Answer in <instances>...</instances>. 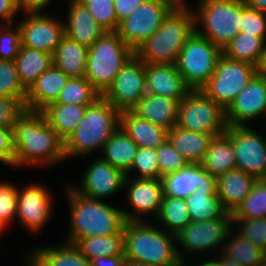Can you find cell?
I'll list each match as a JSON object with an SVG mask.
<instances>
[{"label": "cell", "instance_id": "cell-19", "mask_svg": "<svg viewBox=\"0 0 266 266\" xmlns=\"http://www.w3.org/2000/svg\"><path fill=\"white\" fill-rule=\"evenodd\" d=\"M50 192L40 184H30L22 191L17 188L16 217L32 232L40 231L52 214Z\"/></svg>", "mask_w": 266, "mask_h": 266}, {"label": "cell", "instance_id": "cell-39", "mask_svg": "<svg viewBox=\"0 0 266 266\" xmlns=\"http://www.w3.org/2000/svg\"><path fill=\"white\" fill-rule=\"evenodd\" d=\"M101 94L85 77H70L55 101L62 104L91 105Z\"/></svg>", "mask_w": 266, "mask_h": 266}, {"label": "cell", "instance_id": "cell-7", "mask_svg": "<svg viewBox=\"0 0 266 266\" xmlns=\"http://www.w3.org/2000/svg\"><path fill=\"white\" fill-rule=\"evenodd\" d=\"M197 7L196 32L223 50L240 33L241 0H200Z\"/></svg>", "mask_w": 266, "mask_h": 266}, {"label": "cell", "instance_id": "cell-36", "mask_svg": "<svg viewBox=\"0 0 266 266\" xmlns=\"http://www.w3.org/2000/svg\"><path fill=\"white\" fill-rule=\"evenodd\" d=\"M123 245L124 234L82 238L75 244L90 262L102 256H124Z\"/></svg>", "mask_w": 266, "mask_h": 266}, {"label": "cell", "instance_id": "cell-61", "mask_svg": "<svg viewBox=\"0 0 266 266\" xmlns=\"http://www.w3.org/2000/svg\"><path fill=\"white\" fill-rule=\"evenodd\" d=\"M4 228H6V227L0 222V235L2 233V230H4Z\"/></svg>", "mask_w": 266, "mask_h": 266}, {"label": "cell", "instance_id": "cell-9", "mask_svg": "<svg viewBox=\"0 0 266 266\" xmlns=\"http://www.w3.org/2000/svg\"><path fill=\"white\" fill-rule=\"evenodd\" d=\"M222 49L196 31L186 41L175 63L191 90L201 89L213 75Z\"/></svg>", "mask_w": 266, "mask_h": 266}, {"label": "cell", "instance_id": "cell-42", "mask_svg": "<svg viewBox=\"0 0 266 266\" xmlns=\"http://www.w3.org/2000/svg\"><path fill=\"white\" fill-rule=\"evenodd\" d=\"M105 31H117L119 22L113 0H78Z\"/></svg>", "mask_w": 266, "mask_h": 266}, {"label": "cell", "instance_id": "cell-57", "mask_svg": "<svg viewBox=\"0 0 266 266\" xmlns=\"http://www.w3.org/2000/svg\"><path fill=\"white\" fill-rule=\"evenodd\" d=\"M220 258V259H218ZM216 262L218 263L219 266H241L237 262L233 261L232 259L226 257L223 253L222 256L220 254V257H218Z\"/></svg>", "mask_w": 266, "mask_h": 266}, {"label": "cell", "instance_id": "cell-45", "mask_svg": "<svg viewBox=\"0 0 266 266\" xmlns=\"http://www.w3.org/2000/svg\"><path fill=\"white\" fill-rule=\"evenodd\" d=\"M20 48L21 31L18 25L12 27V24L0 23V60L15 61Z\"/></svg>", "mask_w": 266, "mask_h": 266}, {"label": "cell", "instance_id": "cell-62", "mask_svg": "<svg viewBox=\"0 0 266 266\" xmlns=\"http://www.w3.org/2000/svg\"><path fill=\"white\" fill-rule=\"evenodd\" d=\"M258 266H266V258L263 260V262L261 264H259Z\"/></svg>", "mask_w": 266, "mask_h": 266}, {"label": "cell", "instance_id": "cell-30", "mask_svg": "<svg viewBox=\"0 0 266 266\" xmlns=\"http://www.w3.org/2000/svg\"><path fill=\"white\" fill-rule=\"evenodd\" d=\"M89 48L64 36L52 54L53 65L69 77H84Z\"/></svg>", "mask_w": 266, "mask_h": 266}, {"label": "cell", "instance_id": "cell-25", "mask_svg": "<svg viewBox=\"0 0 266 266\" xmlns=\"http://www.w3.org/2000/svg\"><path fill=\"white\" fill-rule=\"evenodd\" d=\"M257 179L235 168L216 178L217 196L223 208L233 213L251 193Z\"/></svg>", "mask_w": 266, "mask_h": 266}, {"label": "cell", "instance_id": "cell-34", "mask_svg": "<svg viewBox=\"0 0 266 266\" xmlns=\"http://www.w3.org/2000/svg\"><path fill=\"white\" fill-rule=\"evenodd\" d=\"M186 204L193 222L219 219L227 212L217 196L216 187H198L186 198Z\"/></svg>", "mask_w": 266, "mask_h": 266}, {"label": "cell", "instance_id": "cell-43", "mask_svg": "<svg viewBox=\"0 0 266 266\" xmlns=\"http://www.w3.org/2000/svg\"><path fill=\"white\" fill-rule=\"evenodd\" d=\"M135 170L139 171L136 178L160 179L156 148H138L133 165L126 176L130 177Z\"/></svg>", "mask_w": 266, "mask_h": 266}, {"label": "cell", "instance_id": "cell-5", "mask_svg": "<svg viewBox=\"0 0 266 266\" xmlns=\"http://www.w3.org/2000/svg\"><path fill=\"white\" fill-rule=\"evenodd\" d=\"M120 112L102 96L87 106L77 129L64 142L65 157L85 156L102 148L119 128Z\"/></svg>", "mask_w": 266, "mask_h": 266}, {"label": "cell", "instance_id": "cell-16", "mask_svg": "<svg viewBox=\"0 0 266 266\" xmlns=\"http://www.w3.org/2000/svg\"><path fill=\"white\" fill-rule=\"evenodd\" d=\"M93 161L86 168L79 188L71 184L76 192L86 198L100 200L123 189L126 178L123 171L101 158Z\"/></svg>", "mask_w": 266, "mask_h": 266}, {"label": "cell", "instance_id": "cell-56", "mask_svg": "<svg viewBox=\"0 0 266 266\" xmlns=\"http://www.w3.org/2000/svg\"><path fill=\"white\" fill-rule=\"evenodd\" d=\"M257 74L266 78V46H265V50L262 54V58L260 60V63L257 66Z\"/></svg>", "mask_w": 266, "mask_h": 266}, {"label": "cell", "instance_id": "cell-35", "mask_svg": "<svg viewBox=\"0 0 266 266\" xmlns=\"http://www.w3.org/2000/svg\"><path fill=\"white\" fill-rule=\"evenodd\" d=\"M265 42L262 37L240 32L222 52L229 59L247 62L257 67L265 50Z\"/></svg>", "mask_w": 266, "mask_h": 266}, {"label": "cell", "instance_id": "cell-53", "mask_svg": "<svg viewBox=\"0 0 266 266\" xmlns=\"http://www.w3.org/2000/svg\"><path fill=\"white\" fill-rule=\"evenodd\" d=\"M52 0H18V5L25 13L26 12H41Z\"/></svg>", "mask_w": 266, "mask_h": 266}, {"label": "cell", "instance_id": "cell-32", "mask_svg": "<svg viewBox=\"0 0 266 266\" xmlns=\"http://www.w3.org/2000/svg\"><path fill=\"white\" fill-rule=\"evenodd\" d=\"M138 148L137 144L119 127L105 142L101 159L126 174L133 165Z\"/></svg>", "mask_w": 266, "mask_h": 266}, {"label": "cell", "instance_id": "cell-15", "mask_svg": "<svg viewBox=\"0 0 266 266\" xmlns=\"http://www.w3.org/2000/svg\"><path fill=\"white\" fill-rule=\"evenodd\" d=\"M43 12H26L18 23L21 46L53 54L65 36L64 23Z\"/></svg>", "mask_w": 266, "mask_h": 266}, {"label": "cell", "instance_id": "cell-29", "mask_svg": "<svg viewBox=\"0 0 266 266\" xmlns=\"http://www.w3.org/2000/svg\"><path fill=\"white\" fill-rule=\"evenodd\" d=\"M26 259L33 266H92L75 245L67 242L51 248L44 246L35 249Z\"/></svg>", "mask_w": 266, "mask_h": 266}, {"label": "cell", "instance_id": "cell-20", "mask_svg": "<svg viewBox=\"0 0 266 266\" xmlns=\"http://www.w3.org/2000/svg\"><path fill=\"white\" fill-rule=\"evenodd\" d=\"M146 91L173 99H182L191 89L175 64L145 63Z\"/></svg>", "mask_w": 266, "mask_h": 266}, {"label": "cell", "instance_id": "cell-17", "mask_svg": "<svg viewBox=\"0 0 266 266\" xmlns=\"http://www.w3.org/2000/svg\"><path fill=\"white\" fill-rule=\"evenodd\" d=\"M128 178L126 176L124 187L129 186L126 195L134 213L122 210L125 220L143 221L142 215L149 213L156 218L164 195L162 179Z\"/></svg>", "mask_w": 266, "mask_h": 266}, {"label": "cell", "instance_id": "cell-49", "mask_svg": "<svg viewBox=\"0 0 266 266\" xmlns=\"http://www.w3.org/2000/svg\"><path fill=\"white\" fill-rule=\"evenodd\" d=\"M25 110V104L17 98L0 96V126L13 128Z\"/></svg>", "mask_w": 266, "mask_h": 266}, {"label": "cell", "instance_id": "cell-23", "mask_svg": "<svg viewBox=\"0 0 266 266\" xmlns=\"http://www.w3.org/2000/svg\"><path fill=\"white\" fill-rule=\"evenodd\" d=\"M69 78L63 71L52 65L37 77L36 82L27 91L26 109L41 111L48 104L55 102Z\"/></svg>", "mask_w": 266, "mask_h": 266}, {"label": "cell", "instance_id": "cell-14", "mask_svg": "<svg viewBox=\"0 0 266 266\" xmlns=\"http://www.w3.org/2000/svg\"><path fill=\"white\" fill-rule=\"evenodd\" d=\"M232 224H234L233 215L230 212H226L221 218L215 220L191 221L175 235V240L188 253L193 251L203 253L219 246L224 248L223 242L227 241Z\"/></svg>", "mask_w": 266, "mask_h": 266}, {"label": "cell", "instance_id": "cell-1", "mask_svg": "<svg viewBox=\"0 0 266 266\" xmlns=\"http://www.w3.org/2000/svg\"><path fill=\"white\" fill-rule=\"evenodd\" d=\"M14 167L52 165L66 159L64 141L41 111L25 110L12 128Z\"/></svg>", "mask_w": 266, "mask_h": 266}, {"label": "cell", "instance_id": "cell-27", "mask_svg": "<svg viewBox=\"0 0 266 266\" xmlns=\"http://www.w3.org/2000/svg\"><path fill=\"white\" fill-rule=\"evenodd\" d=\"M213 139L211 134H203L174 126L168 132V140L189 164H201Z\"/></svg>", "mask_w": 266, "mask_h": 266}, {"label": "cell", "instance_id": "cell-58", "mask_svg": "<svg viewBox=\"0 0 266 266\" xmlns=\"http://www.w3.org/2000/svg\"><path fill=\"white\" fill-rule=\"evenodd\" d=\"M122 266H149V265L142 264L140 262H136V261L125 258L122 263Z\"/></svg>", "mask_w": 266, "mask_h": 266}, {"label": "cell", "instance_id": "cell-24", "mask_svg": "<svg viewBox=\"0 0 266 266\" xmlns=\"http://www.w3.org/2000/svg\"><path fill=\"white\" fill-rule=\"evenodd\" d=\"M180 100L146 93L132 111L140 118L169 131L176 126Z\"/></svg>", "mask_w": 266, "mask_h": 266}, {"label": "cell", "instance_id": "cell-6", "mask_svg": "<svg viewBox=\"0 0 266 266\" xmlns=\"http://www.w3.org/2000/svg\"><path fill=\"white\" fill-rule=\"evenodd\" d=\"M134 54L116 31H106L89 48L84 77L102 95Z\"/></svg>", "mask_w": 266, "mask_h": 266}, {"label": "cell", "instance_id": "cell-47", "mask_svg": "<svg viewBox=\"0 0 266 266\" xmlns=\"http://www.w3.org/2000/svg\"><path fill=\"white\" fill-rule=\"evenodd\" d=\"M240 32L262 37L266 41V14L249 8L243 0H241Z\"/></svg>", "mask_w": 266, "mask_h": 266}, {"label": "cell", "instance_id": "cell-46", "mask_svg": "<svg viewBox=\"0 0 266 266\" xmlns=\"http://www.w3.org/2000/svg\"><path fill=\"white\" fill-rule=\"evenodd\" d=\"M233 222H239L238 226L240 225L236 232L266 253V218L233 219Z\"/></svg>", "mask_w": 266, "mask_h": 266}, {"label": "cell", "instance_id": "cell-33", "mask_svg": "<svg viewBox=\"0 0 266 266\" xmlns=\"http://www.w3.org/2000/svg\"><path fill=\"white\" fill-rule=\"evenodd\" d=\"M18 76L23 87L28 91L37 77L53 65L52 54L21 46L15 59Z\"/></svg>", "mask_w": 266, "mask_h": 266}, {"label": "cell", "instance_id": "cell-60", "mask_svg": "<svg viewBox=\"0 0 266 266\" xmlns=\"http://www.w3.org/2000/svg\"><path fill=\"white\" fill-rule=\"evenodd\" d=\"M186 259H182V258H179L176 262H174L173 264L169 265V266H188V262H185Z\"/></svg>", "mask_w": 266, "mask_h": 266}, {"label": "cell", "instance_id": "cell-26", "mask_svg": "<svg viewBox=\"0 0 266 266\" xmlns=\"http://www.w3.org/2000/svg\"><path fill=\"white\" fill-rule=\"evenodd\" d=\"M119 127L142 148H157L168 139L167 129L140 118L132 110L120 112Z\"/></svg>", "mask_w": 266, "mask_h": 266}, {"label": "cell", "instance_id": "cell-51", "mask_svg": "<svg viewBox=\"0 0 266 266\" xmlns=\"http://www.w3.org/2000/svg\"><path fill=\"white\" fill-rule=\"evenodd\" d=\"M145 0H113L118 22L128 17Z\"/></svg>", "mask_w": 266, "mask_h": 266}, {"label": "cell", "instance_id": "cell-11", "mask_svg": "<svg viewBox=\"0 0 266 266\" xmlns=\"http://www.w3.org/2000/svg\"><path fill=\"white\" fill-rule=\"evenodd\" d=\"M180 0H145L119 22L117 34L134 52L162 25Z\"/></svg>", "mask_w": 266, "mask_h": 266}, {"label": "cell", "instance_id": "cell-41", "mask_svg": "<svg viewBox=\"0 0 266 266\" xmlns=\"http://www.w3.org/2000/svg\"><path fill=\"white\" fill-rule=\"evenodd\" d=\"M0 96L14 97L26 104L27 90L19 80L15 61L0 60Z\"/></svg>", "mask_w": 266, "mask_h": 266}, {"label": "cell", "instance_id": "cell-10", "mask_svg": "<svg viewBox=\"0 0 266 266\" xmlns=\"http://www.w3.org/2000/svg\"><path fill=\"white\" fill-rule=\"evenodd\" d=\"M256 74L257 67L254 65L222 54L213 75L201 90L226 110Z\"/></svg>", "mask_w": 266, "mask_h": 266}, {"label": "cell", "instance_id": "cell-2", "mask_svg": "<svg viewBox=\"0 0 266 266\" xmlns=\"http://www.w3.org/2000/svg\"><path fill=\"white\" fill-rule=\"evenodd\" d=\"M65 189L72 219L71 232L65 242L75 245L82 238L123 234L126 220L122 209L101 200L86 198L69 183Z\"/></svg>", "mask_w": 266, "mask_h": 266}, {"label": "cell", "instance_id": "cell-63", "mask_svg": "<svg viewBox=\"0 0 266 266\" xmlns=\"http://www.w3.org/2000/svg\"><path fill=\"white\" fill-rule=\"evenodd\" d=\"M26 266H33V265L28 261Z\"/></svg>", "mask_w": 266, "mask_h": 266}, {"label": "cell", "instance_id": "cell-8", "mask_svg": "<svg viewBox=\"0 0 266 266\" xmlns=\"http://www.w3.org/2000/svg\"><path fill=\"white\" fill-rule=\"evenodd\" d=\"M176 126L217 137L228 128L226 110L201 89L190 90L179 102Z\"/></svg>", "mask_w": 266, "mask_h": 266}, {"label": "cell", "instance_id": "cell-50", "mask_svg": "<svg viewBox=\"0 0 266 266\" xmlns=\"http://www.w3.org/2000/svg\"><path fill=\"white\" fill-rule=\"evenodd\" d=\"M14 157L12 128L0 126V162L14 166Z\"/></svg>", "mask_w": 266, "mask_h": 266}, {"label": "cell", "instance_id": "cell-44", "mask_svg": "<svg viewBox=\"0 0 266 266\" xmlns=\"http://www.w3.org/2000/svg\"><path fill=\"white\" fill-rule=\"evenodd\" d=\"M156 151L160 179L189 165V162L173 148L168 139L163 144L158 146Z\"/></svg>", "mask_w": 266, "mask_h": 266}, {"label": "cell", "instance_id": "cell-3", "mask_svg": "<svg viewBox=\"0 0 266 266\" xmlns=\"http://www.w3.org/2000/svg\"><path fill=\"white\" fill-rule=\"evenodd\" d=\"M180 2L162 25L136 50L144 63L175 64L186 41L196 31L193 10Z\"/></svg>", "mask_w": 266, "mask_h": 266}, {"label": "cell", "instance_id": "cell-31", "mask_svg": "<svg viewBox=\"0 0 266 266\" xmlns=\"http://www.w3.org/2000/svg\"><path fill=\"white\" fill-rule=\"evenodd\" d=\"M200 165L216 178L235 169L236 153L232 140L225 133L213 137Z\"/></svg>", "mask_w": 266, "mask_h": 266}, {"label": "cell", "instance_id": "cell-40", "mask_svg": "<svg viewBox=\"0 0 266 266\" xmlns=\"http://www.w3.org/2000/svg\"><path fill=\"white\" fill-rule=\"evenodd\" d=\"M233 219L266 218V179H257L251 193L232 213Z\"/></svg>", "mask_w": 266, "mask_h": 266}, {"label": "cell", "instance_id": "cell-48", "mask_svg": "<svg viewBox=\"0 0 266 266\" xmlns=\"http://www.w3.org/2000/svg\"><path fill=\"white\" fill-rule=\"evenodd\" d=\"M17 188L0 182V222L6 227L16 216Z\"/></svg>", "mask_w": 266, "mask_h": 266}, {"label": "cell", "instance_id": "cell-21", "mask_svg": "<svg viewBox=\"0 0 266 266\" xmlns=\"http://www.w3.org/2000/svg\"><path fill=\"white\" fill-rule=\"evenodd\" d=\"M164 195L188 198L198 187H216V177L200 164H189L162 178Z\"/></svg>", "mask_w": 266, "mask_h": 266}, {"label": "cell", "instance_id": "cell-38", "mask_svg": "<svg viewBox=\"0 0 266 266\" xmlns=\"http://www.w3.org/2000/svg\"><path fill=\"white\" fill-rule=\"evenodd\" d=\"M156 219L164 224V229L173 235L190 222L189 210L187 208L186 199L174 197L170 195H163L160 210Z\"/></svg>", "mask_w": 266, "mask_h": 266}, {"label": "cell", "instance_id": "cell-55", "mask_svg": "<svg viewBox=\"0 0 266 266\" xmlns=\"http://www.w3.org/2000/svg\"><path fill=\"white\" fill-rule=\"evenodd\" d=\"M243 2L249 8L266 14V0H243Z\"/></svg>", "mask_w": 266, "mask_h": 266}, {"label": "cell", "instance_id": "cell-54", "mask_svg": "<svg viewBox=\"0 0 266 266\" xmlns=\"http://www.w3.org/2000/svg\"><path fill=\"white\" fill-rule=\"evenodd\" d=\"M124 256L99 257L91 261L92 266H122Z\"/></svg>", "mask_w": 266, "mask_h": 266}, {"label": "cell", "instance_id": "cell-22", "mask_svg": "<svg viewBox=\"0 0 266 266\" xmlns=\"http://www.w3.org/2000/svg\"><path fill=\"white\" fill-rule=\"evenodd\" d=\"M69 6L67 13L68 22H64L65 36L88 48L92 47L106 31L78 0H71Z\"/></svg>", "mask_w": 266, "mask_h": 266}, {"label": "cell", "instance_id": "cell-13", "mask_svg": "<svg viewBox=\"0 0 266 266\" xmlns=\"http://www.w3.org/2000/svg\"><path fill=\"white\" fill-rule=\"evenodd\" d=\"M225 134L235 149L236 168L256 179H266V138L247 125L228 126Z\"/></svg>", "mask_w": 266, "mask_h": 266}, {"label": "cell", "instance_id": "cell-59", "mask_svg": "<svg viewBox=\"0 0 266 266\" xmlns=\"http://www.w3.org/2000/svg\"><path fill=\"white\" fill-rule=\"evenodd\" d=\"M199 264H200V265H197V266H219L218 263L216 262V260H215L214 257H213V259H211V260H210V258H209V260L207 259V261H206V259L203 260V262L200 261Z\"/></svg>", "mask_w": 266, "mask_h": 266}, {"label": "cell", "instance_id": "cell-18", "mask_svg": "<svg viewBox=\"0 0 266 266\" xmlns=\"http://www.w3.org/2000/svg\"><path fill=\"white\" fill-rule=\"evenodd\" d=\"M266 115V78L256 74L226 109L228 126H246L247 122Z\"/></svg>", "mask_w": 266, "mask_h": 266}, {"label": "cell", "instance_id": "cell-37", "mask_svg": "<svg viewBox=\"0 0 266 266\" xmlns=\"http://www.w3.org/2000/svg\"><path fill=\"white\" fill-rule=\"evenodd\" d=\"M231 232L233 231H230L229 239L227 238L228 242L224 243V248H221L220 252L241 266H258L261 264L266 258V253L238 232L233 234ZM230 235L233 238H230Z\"/></svg>", "mask_w": 266, "mask_h": 266}, {"label": "cell", "instance_id": "cell-28", "mask_svg": "<svg viewBox=\"0 0 266 266\" xmlns=\"http://www.w3.org/2000/svg\"><path fill=\"white\" fill-rule=\"evenodd\" d=\"M89 105L62 104L53 102L41 110L47 123L65 142L77 129Z\"/></svg>", "mask_w": 266, "mask_h": 266}, {"label": "cell", "instance_id": "cell-12", "mask_svg": "<svg viewBox=\"0 0 266 266\" xmlns=\"http://www.w3.org/2000/svg\"><path fill=\"white\" fill-rule=\"evenodd\" d=\"M146 93L145 63L134 54L101 96L122 112L132 110Z\"/></svg>", "mask_w": 266, "mask_h": 266}, {"label": "cell", "instance_id": "cell-4", "mask_svg": "<svg viewBox=\"0 0 266 266\" xmlns=\"http://www.w3.org/2000/svg\"><path fill=\"white\" fill-rule=\"evenodd\" d=\"M124 257L149 266H169L182 251L174 244L176 236L146 221H126L123 227ZM180 250V251H179Z\"/></svg>", "mask_w": 266, "mask_h": 266}, {"label": "cell", "instance_id": "cell-52", "mask_svg": "<svg viewBox=\"0 0 266 266\" xmlns=\"http://www.w3.org/2000/svg\"><path fill=\"white\" fill-rule=\"evenodd\" d=\"M18 0H0V18L3 24H12L14 15L20 11Z\"/></svg>", "mask_w": 266, "mask_h": 266}]
</instances>
